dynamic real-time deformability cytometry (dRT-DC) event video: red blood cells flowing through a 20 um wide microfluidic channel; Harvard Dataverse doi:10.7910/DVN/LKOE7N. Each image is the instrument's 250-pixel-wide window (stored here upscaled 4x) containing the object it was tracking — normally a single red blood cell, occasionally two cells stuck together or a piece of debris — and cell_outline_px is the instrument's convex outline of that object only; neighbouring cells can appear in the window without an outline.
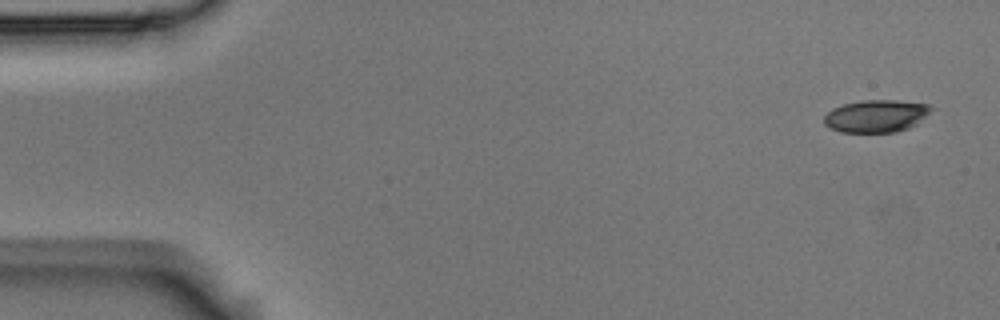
{"species": "Egyptian fruit bat (a non-hibernating species)", "species_latin": "Rousettus aegyptiacus", "temperature_condition": "room temperature", "stored_images_in_passage": 2, "segment_of_instrument_passage": [2, 2], "camera_frame_rate_fps": 3000, "um_per_image_px": 0.085, "animal": {"sex": "male"}, "frame": {"image": 1, "passage_image": 2, "time_ms": 0.333, "image_size_px": [1000, 320], "cell_outline_px": [[936, 108], [916, 124], [908, 128], [896, 132], [840, 132], [828, 128], [824, 124], [824, 116], [832, 108], [844, 104], [860, 100], [896, 100], [928, 104]], "centroid_in_image_um": [74.48, 9.86], "position_along_channel_um": 10.5, "area_um2": 20.46}}